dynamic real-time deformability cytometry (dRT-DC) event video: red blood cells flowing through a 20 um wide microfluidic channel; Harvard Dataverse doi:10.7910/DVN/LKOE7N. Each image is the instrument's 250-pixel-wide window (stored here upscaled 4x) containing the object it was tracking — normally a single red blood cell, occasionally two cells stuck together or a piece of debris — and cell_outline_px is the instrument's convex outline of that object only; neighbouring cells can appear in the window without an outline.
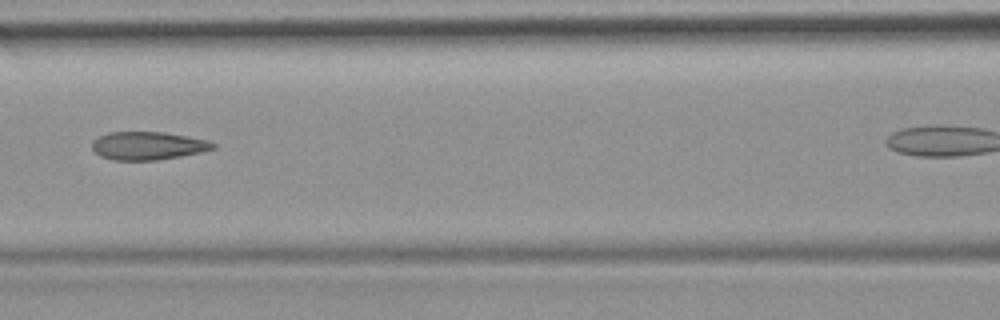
{"species": "common noctule bat (a hibernating species)", "species_latin": "Nyctalus noctula", "temperature_condition": "room temperature", "stored_images_in_passage": 28, "camera_frame_rate_fps": 3000, "um_per_image_px": 0.085, "animal": {"sex": "female", "body_mass_g": 19.9}, "frame": {"image": 1, "passage_image": 9, "time_ms": 2.667, "image_size_px": [1000, 320], "cell_outline_px": [[216, 148], [200, 152], [180, 156], [156, 160], [112, 160], [100, 156], [92, 148], [92, 140], [108, 132], [164, 132], [208, 140], [216, 144]], "centroid_in_image_um": [12.56, 12.38], "position_along_channel_um": 154.0, "area_um2": 19.77}}